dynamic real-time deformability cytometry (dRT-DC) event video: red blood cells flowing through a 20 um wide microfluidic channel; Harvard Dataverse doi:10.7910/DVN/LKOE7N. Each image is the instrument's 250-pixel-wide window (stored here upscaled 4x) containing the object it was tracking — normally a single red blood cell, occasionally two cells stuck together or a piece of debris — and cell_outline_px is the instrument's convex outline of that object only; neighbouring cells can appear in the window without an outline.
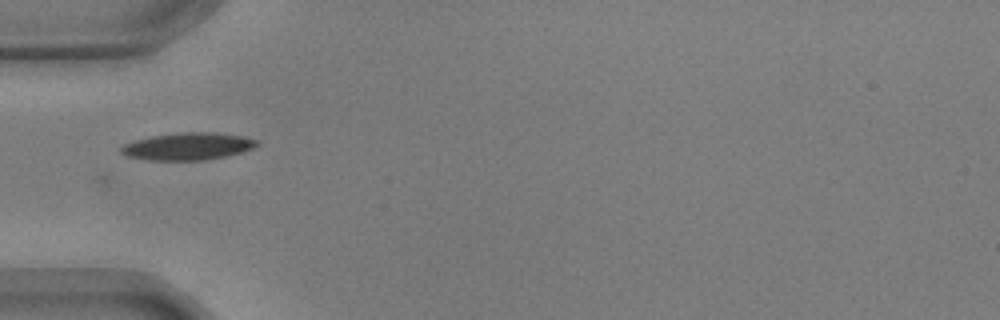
{"species": "common noctule bat (a hibernating species)", "species_latin": "Nyctalus noctula", "temperature_condition": "warm", "stored_images_in_passage": 39, "camera_frame_rate_fps": 3000, "um_per_image_px": 0.085, "animal": {"sex": "male", "body_mass_g": 17.9, "forearm_length_mm": 54.2}, "frame": {"image": 1, "passage_image": 1, "time_ms": 0.0, "image_size_px": [1000, 320], "cell_outline_px": [[260, 144], [252, 148], [240, 152], [224, 156], [204, 160], [148, 160], [128, 156], [120, 152], [120, 148], [124, 144], [136, 140], [152, 136], [180, 132], [216, 132], [240, 136], [260, 140]], "centroid_in_image_um": [15.97, 12.43], "position_along_channel_um": 69.0, "area_um2": 21.44}}
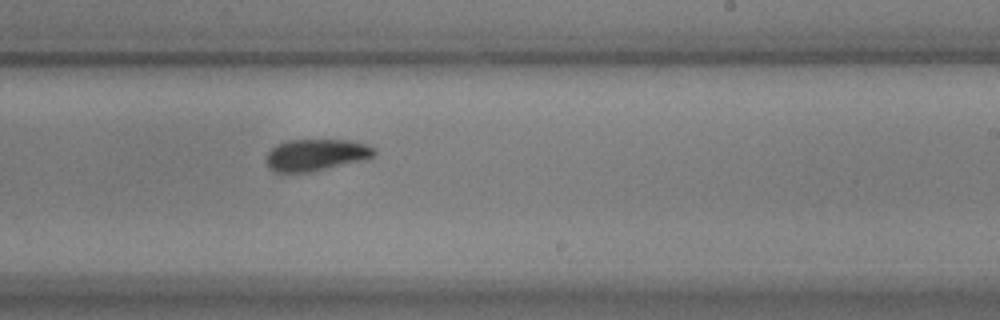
{"frame": {"image": 2, "passage_image": 17, "time_ms": 5.333, "image_size_px": [1000, 320], "cell_outline_px": [[376, 156], [368, 160], [312, 172], [272, 172], [268, 168], [264, 160], [268, 152], [276, 144], [288, 140], [348, 140], [368, 144], [376, 148]], "centroid_in_image_um": [26.9, 13.18], "position_along_channel_um": 262.1, "area_um2": 20.63}}
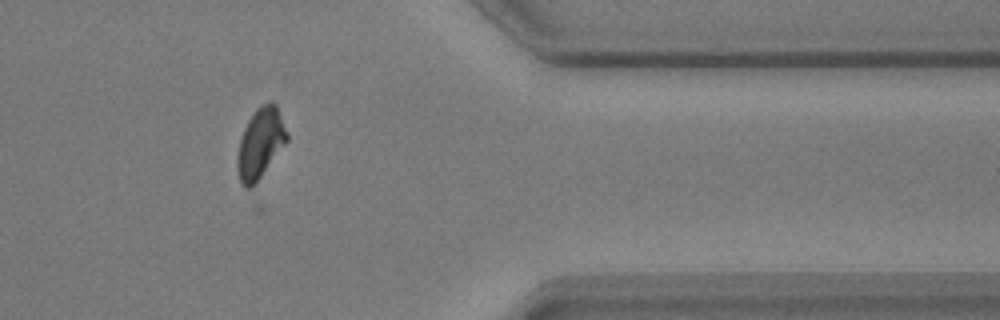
{"frame": {"image": 3, "passage_image": 29, "time_ms": 9.333, "image_size_px": [1000, 320], "cell_outline_px": [[288, 140], [252, 192], [244, 188], [240, 180], [236, 168], [236, 156], [240, 140], [244, 128], [248, 120], [256, 108], [260, 104], [268, 100], [272, 100], [276, 104], [288, 132]], "centroid_in_image_um": [22.12, 12.23], "position_along_channel_um": 389.3, "area_um2": 21.15}, "authors_computed_cell_mechanics": {"area_um2": 20.6924, "velocity_mm_per_s": 3.6152, "shape_relaxation_time_tau1_ms": null, "shape_relaxation_time_tau2_ms": 7.0646, "deformation_change_tau1": null, "deformation_change_tau2": 0.1048}}